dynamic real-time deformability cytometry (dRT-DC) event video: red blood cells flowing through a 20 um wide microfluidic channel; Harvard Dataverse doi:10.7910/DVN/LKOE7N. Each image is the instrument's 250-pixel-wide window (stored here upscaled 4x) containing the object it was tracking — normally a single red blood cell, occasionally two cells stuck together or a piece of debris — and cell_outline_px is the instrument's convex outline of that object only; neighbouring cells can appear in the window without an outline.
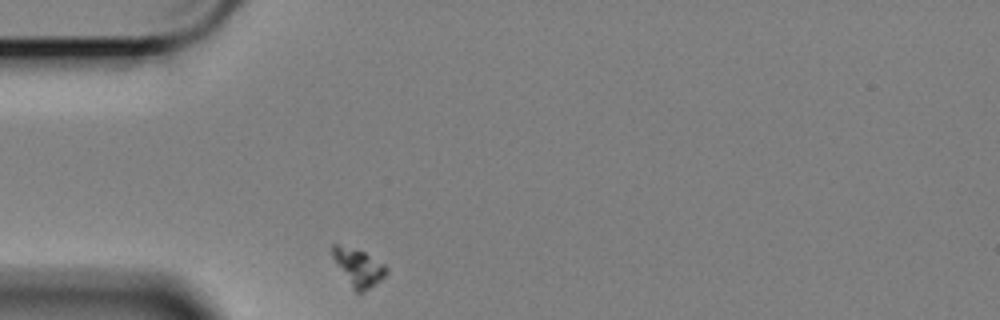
{"species": "Egyptian fruit bat (a non-hibernating species)", "species_latin": "Rousettus aegyptiacus", "temperature_condition": "cold", "stored_images_in_passage": 38, "camera_frame_rate_fps": 3000, "um_per_image_px": 0.085, "animal": {"sex": "female"}, "frame": {"image": 1, "passage_image": 1, "time_ms": 0.0, "image_size_px": [1000, 320], "cell_outline_px": [[388, 272], [380, 280], [364, 292], [356, 292], [352, 288], [332, 256], [332, 244], [336, 244], [364, 252], [384, 264], [388, 268]], "centroid_in_image_um": [30.48, 22.74], "position_along_channel_um": 54.5, "area_um2": 11.39}}
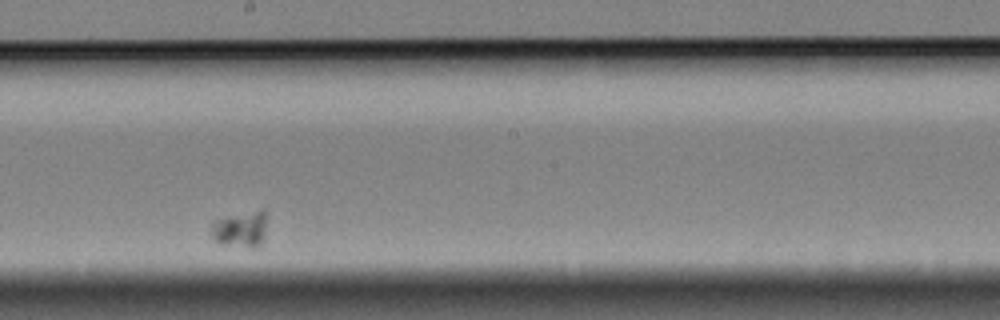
{"frame": {"image": 2, "passage_image": 23, "time_ms": 7.333, "image_size_px": [1000, 320], "cell_outline_px": [[264, 240], [256, 248], [252, 248], [220, 244], [212, 236], [208, 228], [212, 220], [260, 208], [264, 208]], "centroid_in_image_um": [20.39, 19.47], "position_along_channel_um": 227.8, "area_um2": 12.02}}
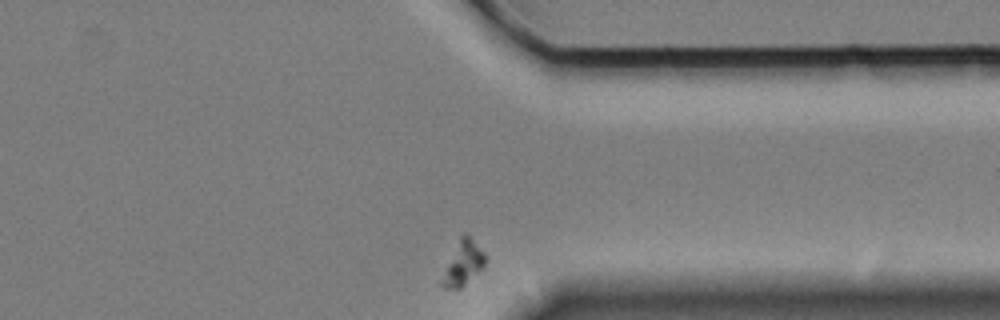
{"frame": {"image": 3, "passage_image": 38, "time_ms": 12.333, "image_size_px": [1000, 320], "cell_outline_px": [[488, 260], [460, 288], [444, 288], [440, 284], [448, 264], [460, 236], [464, 232], [484, 252]], "centroid_in_image_um": [39.38, 22.36], "position_along_channel_um": 372.0, "area_um2": 10.35}}